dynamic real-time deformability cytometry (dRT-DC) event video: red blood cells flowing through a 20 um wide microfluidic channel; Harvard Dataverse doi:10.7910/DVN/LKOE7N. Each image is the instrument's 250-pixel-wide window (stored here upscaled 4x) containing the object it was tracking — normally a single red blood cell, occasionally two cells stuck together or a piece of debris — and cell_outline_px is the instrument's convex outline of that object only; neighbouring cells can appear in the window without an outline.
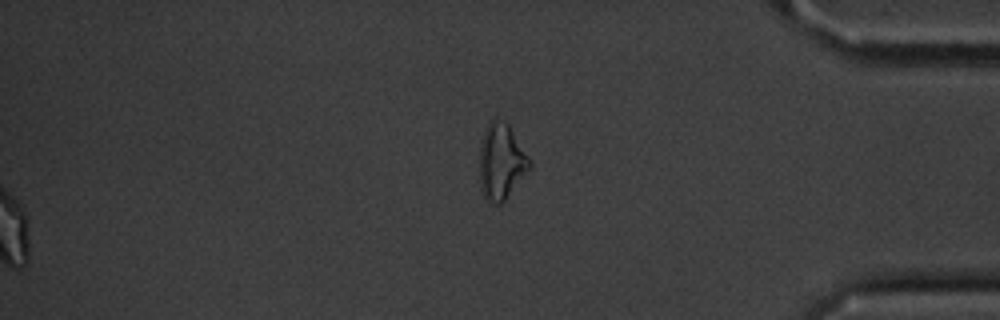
{"species": "common noctule bat (a hibernating species)", "species_latin": "Nyctalus noctula", "temperature_condition": "cold", "stored_images_in_passage": 56, "segment_of_instrument_passage": [2, 2], "camera_frame_rate_fps": 3000, "um_per_image_px": 0.085, "animal": {"sex": "male", "body_mass_g": 20.1, "forearm_length_mm": 53.5}, "frame": {"image": 1, "passage_image": 56, "time_ms": 18.333, "image_size_px": [1000, 320], "cell_outline_px": [[532, 168], [504, 200], [500, 204], [488, 204], [480, 188], [480, 144], [484, 132], [488, 124], [496, 116], [504, 120], [508, 124], [528, 156], [532, 164]], "centroid_in_image_um": [42.6, 13.75], "position_along_channel_um": 392.6, "area_um2": 22.25}}